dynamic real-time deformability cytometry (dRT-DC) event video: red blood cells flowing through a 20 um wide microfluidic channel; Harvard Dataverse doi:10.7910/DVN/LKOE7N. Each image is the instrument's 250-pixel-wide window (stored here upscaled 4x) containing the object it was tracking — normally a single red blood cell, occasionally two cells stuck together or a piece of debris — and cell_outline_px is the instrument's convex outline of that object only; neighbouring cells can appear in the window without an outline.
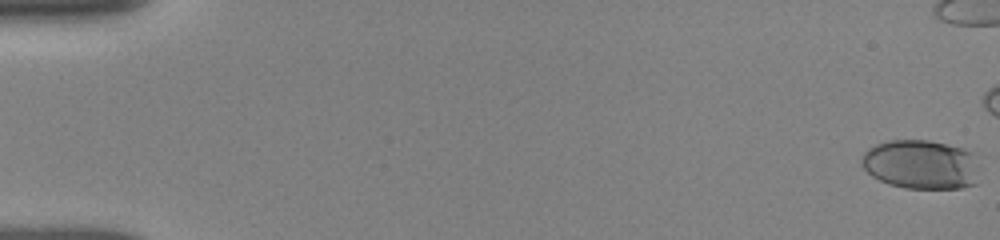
{"species": "human", "species_latin": "Homo sapiens", "temperature_condition": "room temperature", "stored_images_in_passage": 14, "camera_frame_rate_fps": 3000, "um_per_image_px": 0.085, "donor": {"sex": "female"}, "frame": {"image": 1, "passage_image": 1, "time_ms": 0.0, "image_size_px": [1000, 240], "cell_outline_px": [[976, 184], [960, 188], [904, 188], [888, 184], [872, 176], [860, 164], [860, 160], [864, 152], [868, 148], [876, 144], [888, 140], [928, 140], [976, 152]], "centroid_in_image_um": [78.25, 13.98], "position_along_channel_um": 6.7, "area_um2": 33.93}}